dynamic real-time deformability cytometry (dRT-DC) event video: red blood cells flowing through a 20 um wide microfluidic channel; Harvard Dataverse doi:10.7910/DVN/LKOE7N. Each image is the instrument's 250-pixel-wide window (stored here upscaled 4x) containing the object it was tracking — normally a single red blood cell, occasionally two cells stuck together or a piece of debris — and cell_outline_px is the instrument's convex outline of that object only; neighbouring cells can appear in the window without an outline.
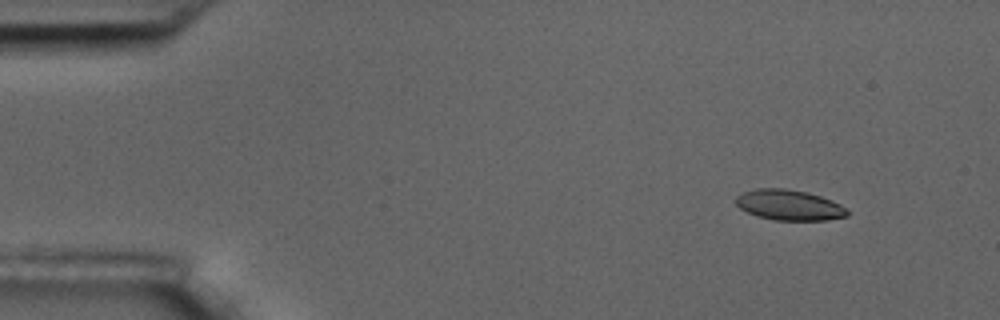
{"species": "common noctule bat (a hibernating species)", "species_latin": "Nyctalus noctula", "temperature_condition": "room temperature", "stored_images_in_passage": 51, "camera_frame_rate_fps": 3000, "um_per_image_px": 0.085, "animal": {"sex": "male", "body_mass_g": 17.5, "forearm_length_mm": 52.3}, "frame": {"image": 1, "passage_image": 1, "time_ms": 0.0, "image_size_px": [1000, 320], "cell_outline_px": [[848, 216], [828, 220], [772, 220], [756, 216], [740, 208], [736, 204], [736, 196], [744, 192], [756, 188], [784, 188], [808, 192], [832, 200], [840, 204], [848, 212]], "centroid_in_image_um": [67.07, 17.43], "position_along_channel_um": 17.9, "area_um2": 19.83}}
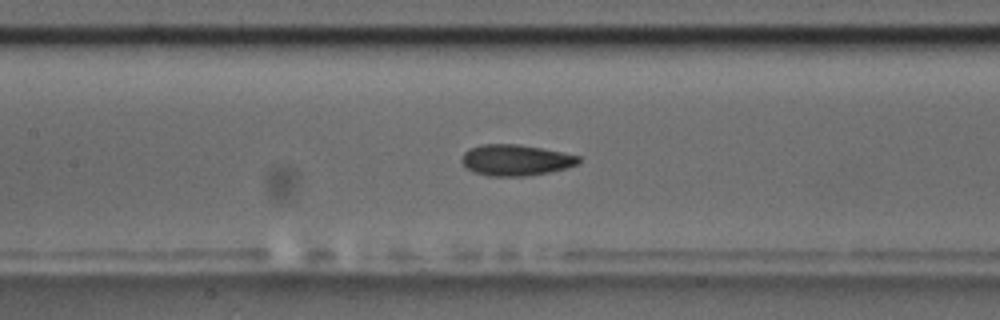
{"frame": {"image": 2, "passage_image": 21, "time_ms": 6.667, "image_size_px": [1000, 320], "cell_outline_px": [[580, 164], [548, 172], [528, 176], [488, 176], [472, 172], [460, 160], [464, 152], [468, 148], [480, 144], [520, 144], [580, 156]], "centroid_in_image_um": [43.8, 13.6], "position_along_channel_um": 163.6, "area_um2": 21.21}}
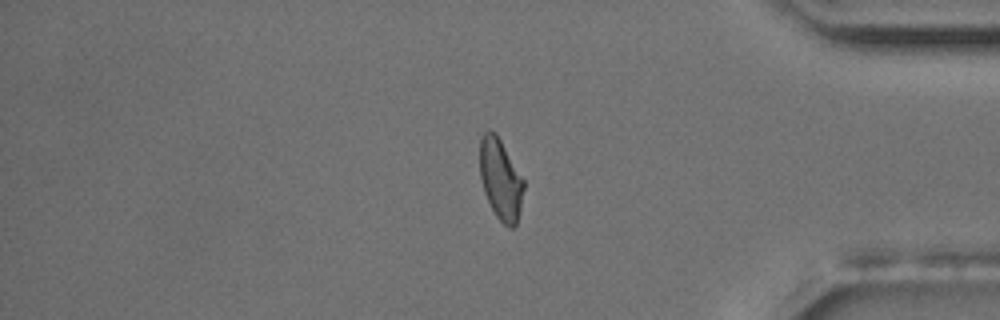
{"frame": {"image": 3, "passage_image": 42, "time_ms": 13.667, "image_size_px": [1000, 320], "cell_outline_px": [[524, 188], [520, 208], [516, 224], [512, 228], [508, 228], [496, 216], [484, 192], [480, 176], [480, 140], [484, 132], [488, 128], [496, 132], [524, 180]], "centroid_in_image_um": [42.54, 15.21], "position_along_channel_um": 392.7, "area_um2": 20.58}, "authors_computed_cell_mechanics": {"area_um2": 20.6924, "velocity_mm_per_s": 3.6255, "shape_relaxation_time_tau1_ms": 5.0062, "shape_relaxation_time_tau2_ms": 1.6247, "deformation_change_tau1": 0.1496, "deformation_change_tau2": 0.0687}}